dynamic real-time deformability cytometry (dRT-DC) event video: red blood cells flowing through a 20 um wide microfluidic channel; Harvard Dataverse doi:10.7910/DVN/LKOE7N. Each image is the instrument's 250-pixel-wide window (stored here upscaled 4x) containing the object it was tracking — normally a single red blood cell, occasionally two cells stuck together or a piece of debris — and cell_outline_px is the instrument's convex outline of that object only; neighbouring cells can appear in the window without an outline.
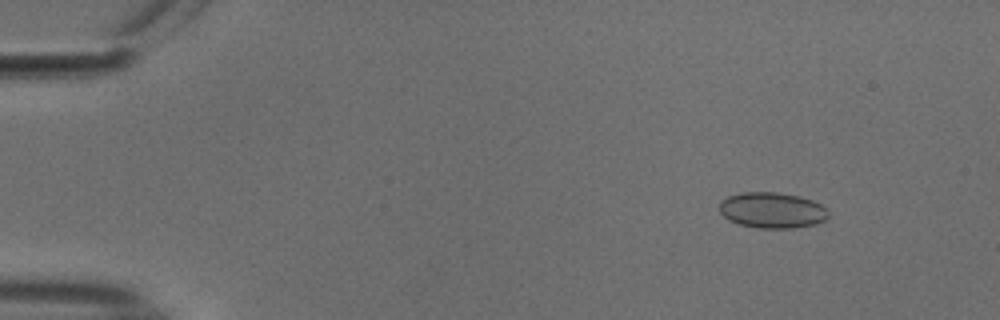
{"species": "common noctule bat (a hibernating species)", "species_latin": "Nyctalus noctula", "temperature_condition": "cold", "stored_images_in_passage": 55, "camera_frame_rate_fps": 3000, "um_per_image_px": 0.085, "animal": {"sex": "male", "body_mass_g": 18.8}, "frame": {"image": 1, "passage_image": 7, "time_ms": 2.0, "image_size_px": [1000, 320], "cell_outline_px": [[828, 220], [816, 224], [792, 228], [756, 228], [740, 224], [728, 220], [720, 212], [720, 200], [728, 196], [740, 192], [776, 192], [800, 196], [812, 200], [820, 204], [828, 212]], "centroid_in_image_um": [65.63, 17.87], "position_along_channel_um": 19.4, "area_um2": 22.89}}
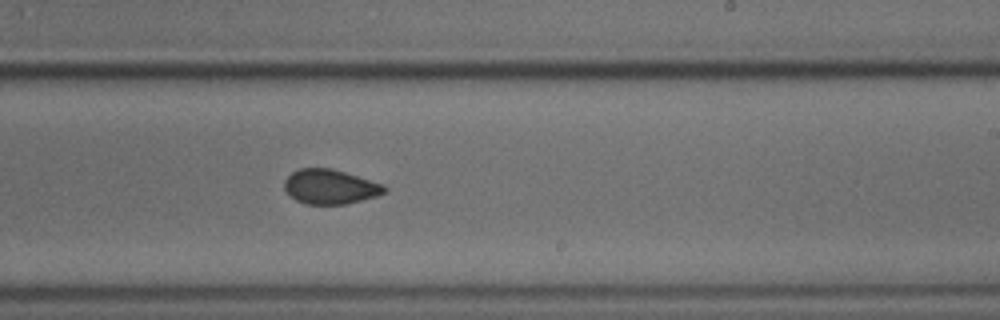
{"frame": {"image": 2, "passage_image": 34, "time_ms": 11.0, "image_size_px": [1000, 320], "cell_outline_px": [[388, 188], [384, 192], [376, 196], [344, 204], [304, 204], [296, 200], [284, 188], [284, 180], [292, 172], [300, 168], [332, 168], [384, 184]], "centroid_in_image_um": [28.06, 15.86], "position_along_channel_um": 260.9, "area_um2": 20.06}}
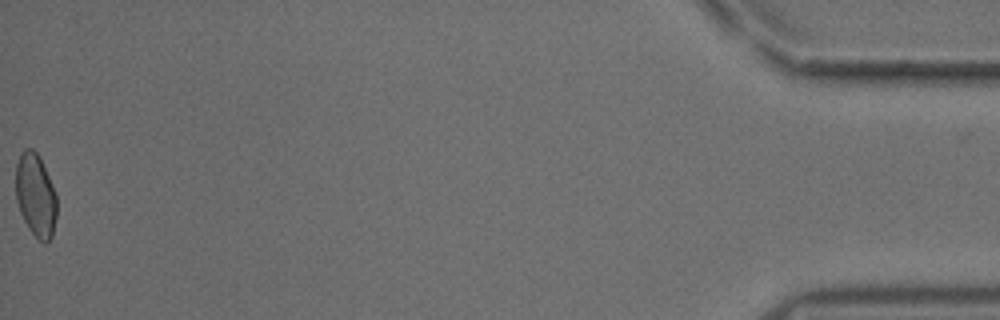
{"frame": {"image": 3, "passage_image": 55, "time_ms": 18.0, "image_size_px": [1000, 320], "cell_outline_px": [[56, 216], [52, 236], [44, 244], [28, 228], [20, 212], [16, 200], [16, 164], [20, 152], [24, 148], [32, 148], [40, 156], [52, 184], [56, 196]], "centroid_in_image_um": [3.01, 16.55], "position_along_channel_um": 432.2, "area_um2": 19.88}, "authors_computed_cell_mechanics": {"area_um2": 20.7502, "velocity_mm_per_s": 3.7705, "shape_relaxation_time_tau1_ms": null, "shape_relaxation_time_tau2_ms": 1.6451, "deformation_change_tau1": null, "deformation_change_tau2": 0.0494}}